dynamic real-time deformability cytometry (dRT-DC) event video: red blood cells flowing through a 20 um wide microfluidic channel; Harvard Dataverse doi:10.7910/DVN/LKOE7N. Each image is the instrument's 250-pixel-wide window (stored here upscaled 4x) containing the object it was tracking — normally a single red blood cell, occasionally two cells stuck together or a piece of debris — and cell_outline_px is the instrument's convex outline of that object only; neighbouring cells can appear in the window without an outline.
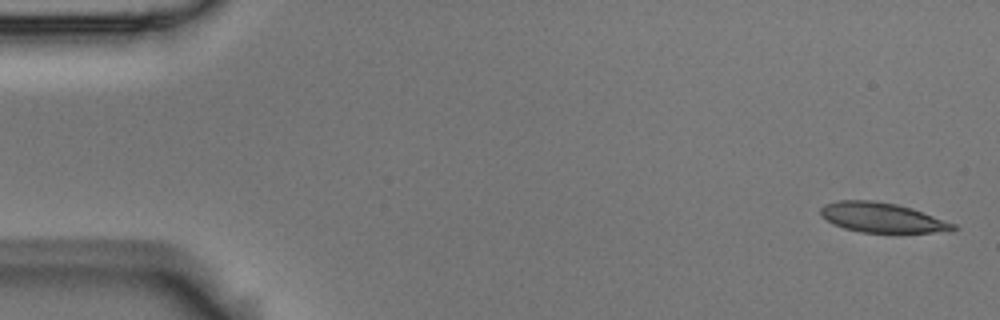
{"species": "Egyptian fruit bat (a non-hibernating species)", "species_latin": "Rousettus aegyptiacus", "temperature_condition": "room temperature", "stored_images_in_passage": 5, "camera_frame_rate_fps": 3000, "um_per_image_px": 0.085, "animal": {"sex": "male"}, "frame": {"image": 1, "passage_image": 1, "time_ms": 0.0, "image_size_px": [1000, 320], "cell_outline_px": [[960, 228], [952, 232], [860, 232], [844, 228], [832, 224], [820, 216], [820, 208], [824, 204], [836, 200], [872, 200], [896, 204], [956, 224]], "centroid_in_image_um": [74.93, 18.5], "position_along_channel_um": 10.1, "area_um2": 22.95}}
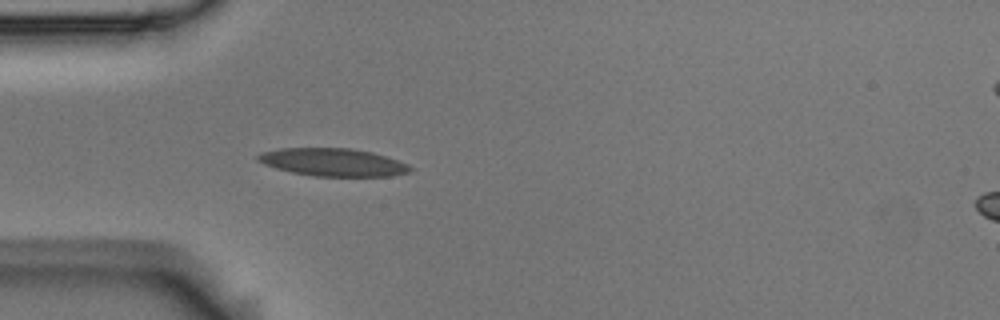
{"frame": {"image": 2, "passage_image": 5, "time_ms": 1.333, "image_size_px": [1000, 320], "cell_outline_px": [[412, 168], [408, 172], [392, 176], [312, 176], [292, 172], [276, 168], [264, 164], [256, 160], [256, 156], [260, 152], [280, 148], [352, 148], [372, 152], [408, 164]], "centroid_in_image_um": [28.26, 13.78], "position_along_channel_um": 56.7, "area_um2": 24.62}}